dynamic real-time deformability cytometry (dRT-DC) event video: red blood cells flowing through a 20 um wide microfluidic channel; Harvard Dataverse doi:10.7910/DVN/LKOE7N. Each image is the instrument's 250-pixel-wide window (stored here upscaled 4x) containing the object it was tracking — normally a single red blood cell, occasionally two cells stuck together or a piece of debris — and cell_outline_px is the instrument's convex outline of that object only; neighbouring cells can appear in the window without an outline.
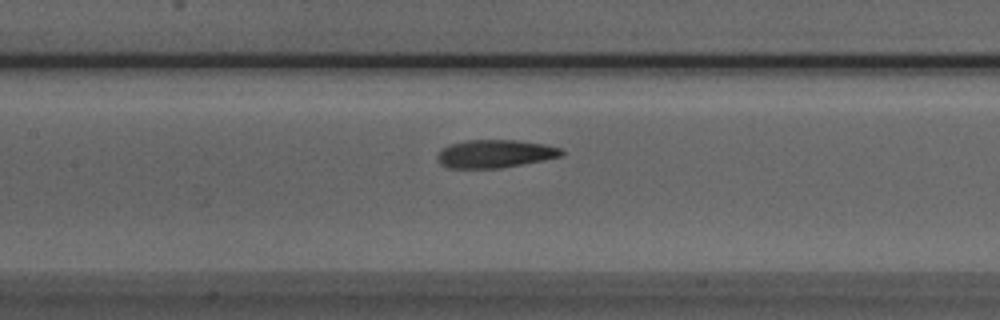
{"species": "Egyptian fruit bat (a non-hibernating species)", "species_latin": "Rousettus aegyptiacus", "temperature_condition": "room temperature", "stored_images_in_passage": 49, "camera_frame_rate_fps": 3000, "um_per_image_px": 0.085, "animal": {"sex": "male"}, "frame": {"image": 1, "passage_image": 20, "time_ms": 6.333, "image_size_px": [1000, 320], "cell_outline_px": [[564, 152], [560, 156], [544, 160], [500, 168], [448, 168], [440, 164], [436, 160], [436, 156], [440, 148], [448, 144], [464, 140], [516, 140], [544, 144], [560, 148]], "centroid_in_image_um": [41.99, 13.06], "position_along_channel_um": 165.4, "area_um2": 20.46}}
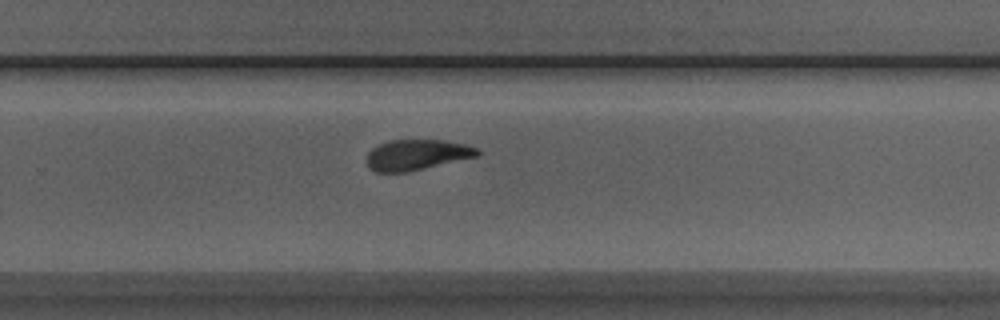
{"frame": {"image": 2, "passage_image": 30, "time_ms": 9.667, "image_size_px": [1000, 320], "cell_outline_px": [[480, 156], [408, 172], [376, 172], [368, 168], [368, 152], [372, 148], [388, 140], [444, 140], [464, 144], [476, 148], [480, 152]], "centroid_in_image_um": [35.44, 13.16], "position_along_channel_um": 294.4, "area_um2": 19.77}}
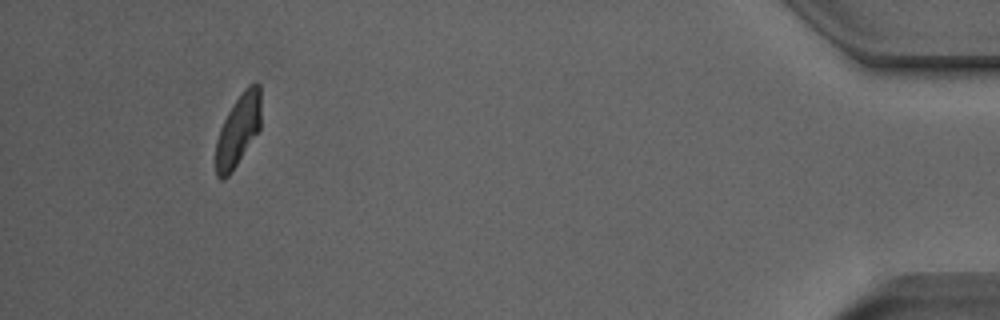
{"frame": {"image": 3, "passage_image": 45, "time_ms": 14.667, "image_size_px": [1000, 320], "cell_outline_px": [[260, 128], [232, 172], [224, 180], [220, 180], [216, 176], [216, 140], [220, 128], [228, 112], [244, 88], [248, 84], [256, 80], [260, 84]], "centroid_in_image_um": [20.24, 11.05], "position_along_channel_um": 415.0, "area_um2": 18.9}, "authors_computed_cell_mechanics": {"area_um2": 20.4612, "velocity_mm_per_s": 3.8954, "shape_relaxation_time_tau1_ms": null, "shape_relaxation_time_tau2_ms": 2.5793, "deformation_change_tau1": null, "deformation_change_tau2": 0.1065}}